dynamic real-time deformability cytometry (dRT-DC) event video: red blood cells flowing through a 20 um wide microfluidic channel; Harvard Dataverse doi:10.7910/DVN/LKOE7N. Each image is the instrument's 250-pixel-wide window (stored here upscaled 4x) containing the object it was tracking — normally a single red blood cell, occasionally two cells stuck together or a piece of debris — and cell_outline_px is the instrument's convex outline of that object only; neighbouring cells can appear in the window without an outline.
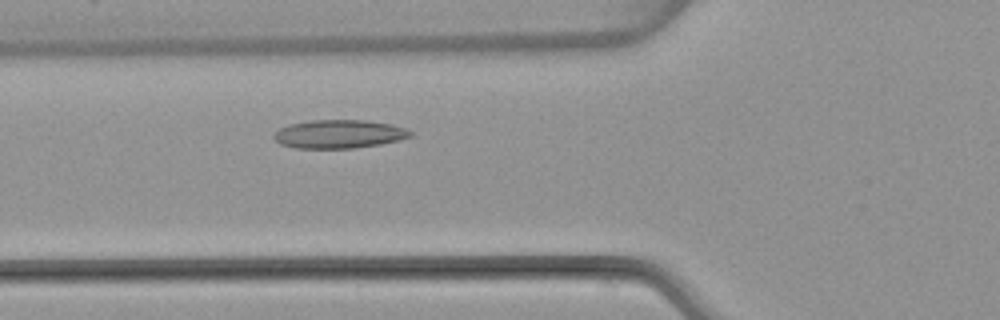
{"species": "common noctule bat (a hibernating species)", "species_latin": "Nyctalus noctula", "temperature_condition": "warm", "stored_images_in_passage": 4, "camera_frame_rate_fps": 3000, "um_per_image_px": 0.085, "animal": {"sex": "female", "body_mass_g": 22.7, "forearm_length_mm": 54.2}, "frame": {"image": 1, "passage_image": 4, "time_ms": 3.667, "image_size_px": [1000, 320], "cell_outline_px": [[412, 136], [400, 140], [380, 144], [356, 148], [296, 148], [280, 144], [272, 136], [280, 128], [292, 124], [312, 120], [368, 120], [392, 124], [404, 128], [412, 132]], "centroid_in_image_um": [28.85, 11.39], "position_along_channel_um": 97.0, "area_um2": 22.6}}